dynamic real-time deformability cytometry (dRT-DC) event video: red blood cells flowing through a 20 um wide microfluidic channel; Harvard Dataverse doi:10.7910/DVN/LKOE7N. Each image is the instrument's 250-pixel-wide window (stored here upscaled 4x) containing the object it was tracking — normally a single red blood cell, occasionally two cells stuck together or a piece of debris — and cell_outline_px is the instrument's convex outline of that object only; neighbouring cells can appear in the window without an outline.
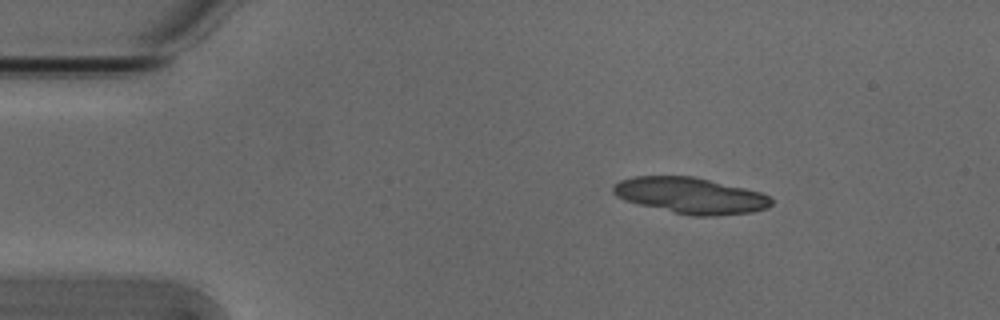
{"species": "Egyptian fruit bat (a non-hibernating species)", "species_latin": "Rousettus aegyptiacus", "temperature_condition": "cold", "stored_images_in_passage": 4, "segment_of_instrument_passage": [1, 2], "camera_frame_rate_fps": 3000, "um_per_image_px": 0.085, "animal": {"sex": "male"}, "frame": {"image": 1, "passage_image": 2, "time_ms": 0.333, "image_size_px": [1000, 320], "cell_outline_px": [[772, 204], [768, 208], [752, 212], [716, 216], [692, 216], [672, 212], [624, 200], [616, 196], [612, 192], [612, 188], [620, 180], [636, 176], [692, 176], [744, 188], [760, 192], [772, 196]], "centroid_in_image_um": [58.72, 16.63], "position_along_channel_um": 26.3, "area_um2": 33.18}}